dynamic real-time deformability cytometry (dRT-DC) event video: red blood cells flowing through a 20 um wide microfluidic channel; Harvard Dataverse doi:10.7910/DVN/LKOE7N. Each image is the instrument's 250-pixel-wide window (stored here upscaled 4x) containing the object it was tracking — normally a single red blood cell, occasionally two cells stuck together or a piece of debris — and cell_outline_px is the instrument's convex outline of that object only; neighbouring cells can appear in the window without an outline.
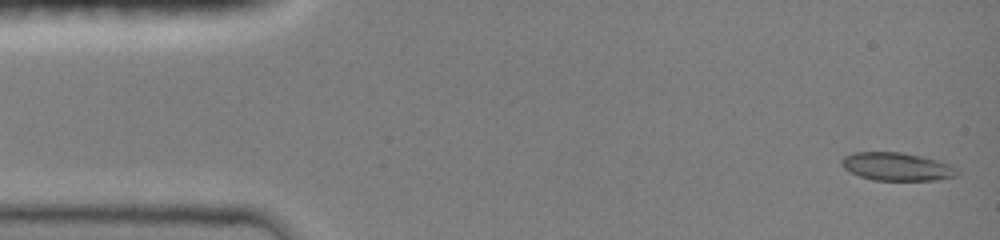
{"species": "common noctule bat (a hibernating species)", "species_latin": "Nyctalus noctula", "temperature_condition": "room temperature", "stored_images_in_passage": 11, "camera_frame_rate_fps": 3000, "um_per_image_px": 0.085, "animal": {"sex": "female", "body_mass_g": 19.0, "forearm_length_mm": 51.5}, "frame": {"image": 1, "passage_image": 1, "time_ms": 0.0, "image_size_px": [1000, 240], "cell_outline_px": [[960, 172], [956, 176], [936, 180], [872, 180], [860, 176], [844, 168], [840, 164], [840, 160], [844, 156], [852, 152], [900, 152], [924, 156], [940, 160], [956, 168]], "centroid_in_image_um": [76.24, 14.15], "position_along_channel_um": 8.8, "area_um2": 19.07}}
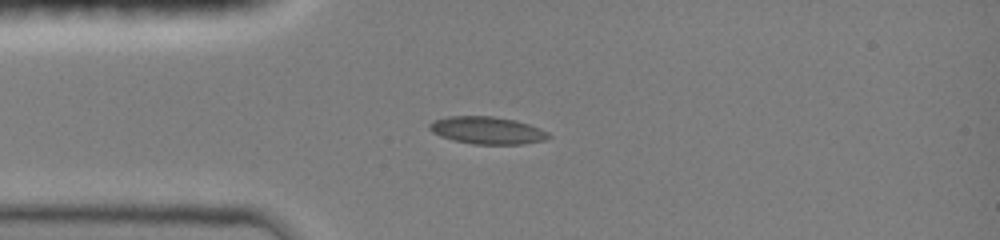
{"frame": {"image": 2, "passage_image": 7, "time_ms": 3.333, "image_size_px": [1000, 240], "cell_outline_px": [[552, 136], [544, 140], [524, 144], [472, 144], [452, 140], [440, 136], [432, 132], [428, 128], [428, 124], [432, 120], [448, 116], [492, 116], [516, 120], [540, 128], [548, 132]], "centroid_in_image_um": [41.38, 11.08], "position_along_channel_um": 43.6, "area_um2": 19.19}}
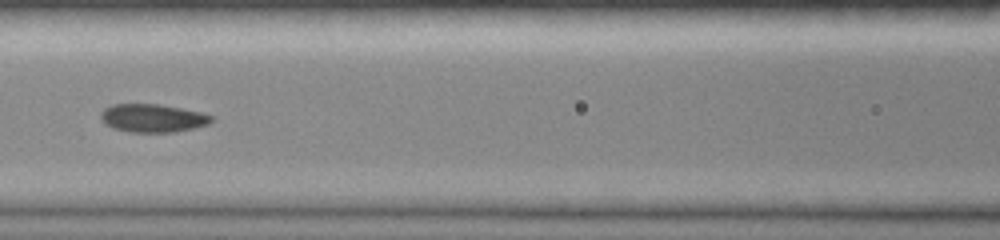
{"frame": {"image": 3, "passage_image": 10, "time_ms": 6.333, "image_size_px": [1000, 240], "cell_outline_px": [[212, 120], [208, 124], [176, 132], [132, 132], [112, 128], [104, 124], [100, 116], [100, 112], [104, 108], [112, 104], [160, 104], [200, 112], [212, 116]], "centroid_in_image_um": [12.93, 10.03], "position_along_channel_um": 153.7, "area_um2": 18.15}}